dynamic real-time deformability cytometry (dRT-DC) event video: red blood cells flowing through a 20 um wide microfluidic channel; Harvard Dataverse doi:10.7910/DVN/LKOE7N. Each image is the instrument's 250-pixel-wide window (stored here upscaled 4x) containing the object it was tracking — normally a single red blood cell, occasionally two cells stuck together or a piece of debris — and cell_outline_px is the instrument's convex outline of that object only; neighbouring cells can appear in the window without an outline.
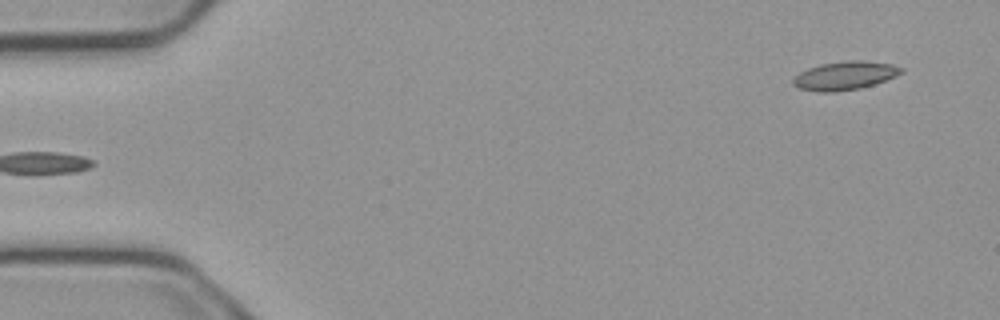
{"species": "common noctule bat (a hibernating species)", "species_latin": "Nyctalus noctula", "temperature_condition": "cold", "stored_images_in_passage": 52, "camera_frame_rate_fps": 3000, "um_per_image_px": 0.085, "animal": {"sex": "male", "body_mass_g": 23.1, "forearm_length_mm": 52.7}, "frame": {"image": 1, "passage_image": 1, "time_ms": 0.0, "image_size_px": [1000, 320], "cell_outline_px": [[904, 72], [896, 76], [860, 88], [836, 92], [820, 92], [800, 88], [792, 84], [792, 80], [800, 72], [808, 68], [820, 64], [848, 60], [864, 60], [892, 64], [904, 68]], "centroid_in_image_um": [71.83, 6.42], "position_along_channel_um": 13.2, "area_um2": 17.92}}
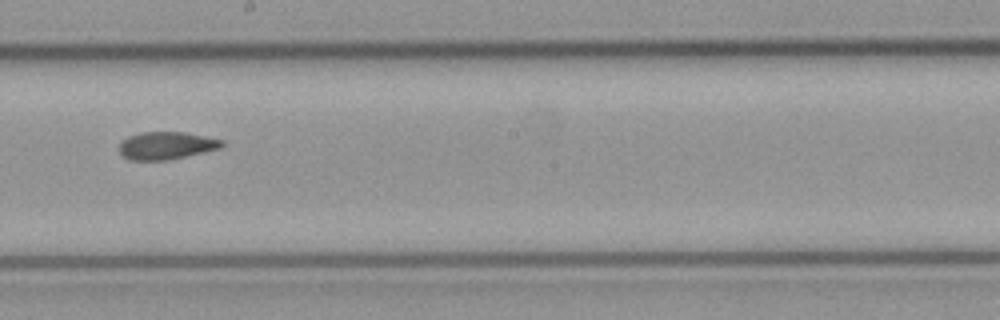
{"frame": {"image": 2, "passage_image": 28, "time_ms": 9.0, "image_size_px": [1000, 320], "cell_outline_px": [[224, 144], [220, 148], [204, 152], [168, 160], [128, 160], [120, 152], [120, 144], [128, 136], [140, 132], [184, 132], [224, 140]], "centroid_in_image_um": [14.14, 12.37], "position_along_channel_um": 234.1, "area_um2": 16.42}}
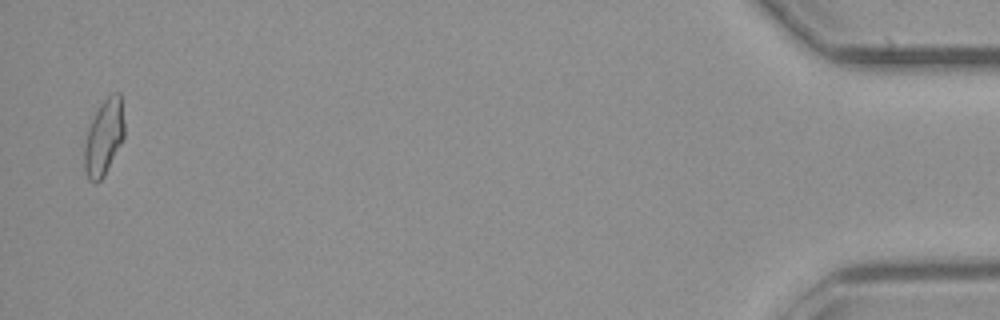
{"frame": {"image": 3, "passage_image": 51, "time_ms": 16.667, "image_size_px": [1000, 320], "cell_outline_px": [[124, 140], [104, 176], [96, 184], [88, 180], [84, 168], [84, 144], [88, 128], [100, 104], [112, 92], [120, 92], [124, 120]], "centroid_in_image_um": [8.84, 11.69], "position_along_channel_um": 426.4, "area_um2": 17.92}, "authors_computed_cell_mechanics": {"area_um2": 17.1377, "velocity_mm_per_s": 3.7507, "shape_relaxation_time_tau1_ms": null, "shape_relaxation_time_tau2_ms": 2.8343, "deformation_change_tau1": null, "deformation_change_tau2": 0.0715}}